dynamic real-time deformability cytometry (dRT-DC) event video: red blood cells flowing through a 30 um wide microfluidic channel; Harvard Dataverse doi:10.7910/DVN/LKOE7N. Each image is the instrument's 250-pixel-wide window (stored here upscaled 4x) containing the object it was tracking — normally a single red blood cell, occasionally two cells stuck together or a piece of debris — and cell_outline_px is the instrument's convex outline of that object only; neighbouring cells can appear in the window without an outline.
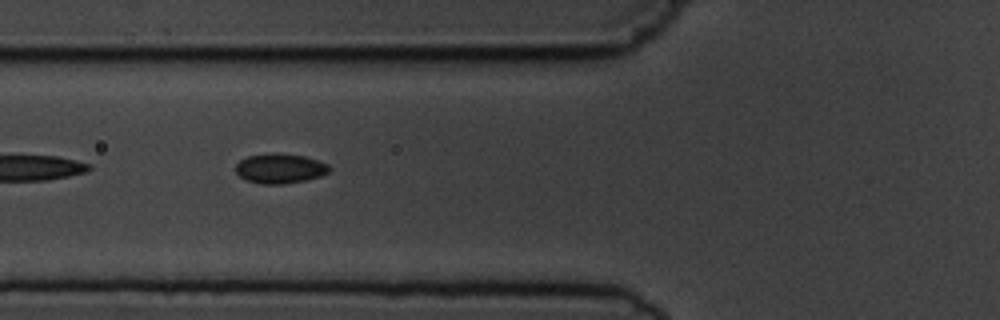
{"species": "common noctule bat (a hibernating species)", "species_latin": "Nyctalus noctula", "temperature_condition": "cold", "stored_images_in_passage": 3, "camera_frame_rate_fps": 3000, "um_per_image_px": 0.085, "animal": {"sex": "male", "body_mass_g": 19.5, "forearm_length_mm": 54.6}, "frame": {"image": 1, "passage_image": 2, "time_ms": 1.333, "image_size_px": [1000, 320], "cell_outline_px": [[332, 168], [328, 172], [320, 176], [304, 180], [280, 184], [260, 184], [244, 180], [236, 172], [236, 164], [240, 160], [248, 156], [304, 156], [328, 164]], "centroid_in_image_um": [23.79, 14.38], "position_along_channel_um": 102.0, "area_um2": 15.43}}